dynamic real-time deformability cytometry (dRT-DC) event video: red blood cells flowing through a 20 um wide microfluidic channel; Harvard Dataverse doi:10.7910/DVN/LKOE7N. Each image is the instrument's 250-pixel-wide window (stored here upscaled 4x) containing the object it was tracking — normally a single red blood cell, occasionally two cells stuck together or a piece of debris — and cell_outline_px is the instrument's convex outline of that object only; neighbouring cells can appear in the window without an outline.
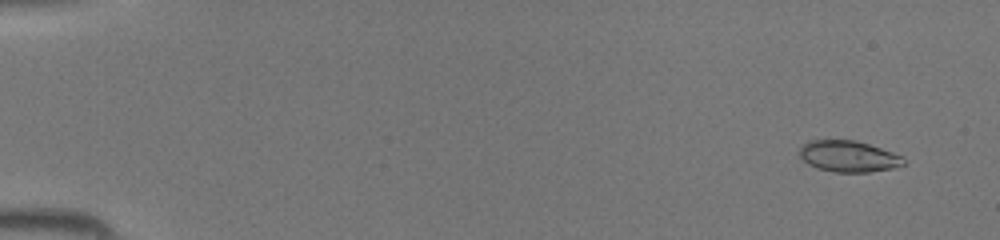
{"species": "common noctule bat (a hibernating species)", "species_latin": "Nyctalus noctula", "temperature_condition": "room temperature", "stored_images_in_passage": 45, "camera_frame_rate_fps": 3000, "um_per_image_px": 0.085, "animal": {"sex": "female", "body_mass_g": 19.5, "forearm_length_mm": 54.1}, "frame": {"image": 1, "passage_image": 3, "time_ms": 0.667, "image_size_px": [1000, 240], "cell_outline_px": [[904, 164], [896, 168], [868, 172], [832, 172], [816, 168], [808, 164], [800, 156], [800, 148], [808, 140], [856, 140], [904, 156]], "centroid_in_image_um": [72.13, 13.29], "position_along_channel_um": 12.9, "area_um2": 19.02}}
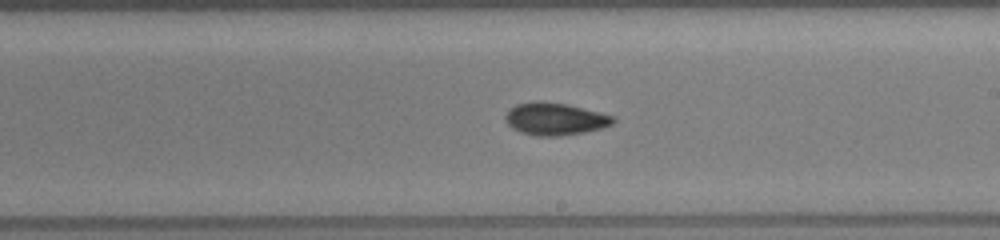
{"frame": {"image": 2, "passage_image": 27, "time_ms": 8.667, "image_size_px": [1000, 240], "cell_outline_px": [[616, 120], [612, 124], [604, 128], [584, 132], [560, 136], [536, 136], [520, 132], [512, 128], [504, 120], [504, 116], [508, 108], [516, 104], [536, 100], [544, 100], [568, 104], [616, 116]], "centroid_in_image_um": [47.16, 10.09], "position_along_channel_um": 241.8, "area_um2": 20.87}}
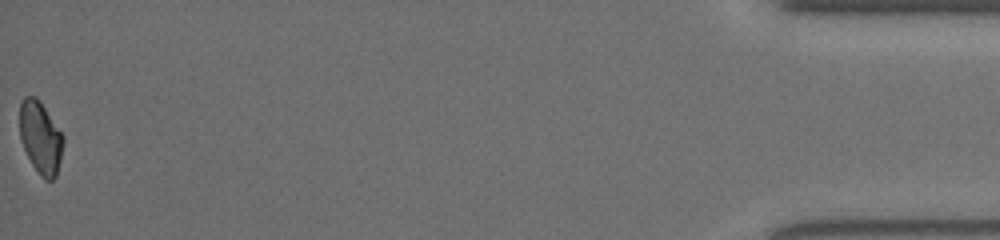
{"frame": {"image": 3, "passage_image": 45, "time_ms": 14.667, "image_size_px": [1000, 240], "cell_outline_px": [[64, 140], [60, 160], [56, 176], [52, 180], [44, 180], [40, 176], [32, 164], [20, 140], [20, 104], [24, 96], [36, 96], [40, 100], [64, 136]], "centroid_in_image_um": [3.44, 11.68], "position_along_channel_um": 431.8, "area_um2": 18.38}}